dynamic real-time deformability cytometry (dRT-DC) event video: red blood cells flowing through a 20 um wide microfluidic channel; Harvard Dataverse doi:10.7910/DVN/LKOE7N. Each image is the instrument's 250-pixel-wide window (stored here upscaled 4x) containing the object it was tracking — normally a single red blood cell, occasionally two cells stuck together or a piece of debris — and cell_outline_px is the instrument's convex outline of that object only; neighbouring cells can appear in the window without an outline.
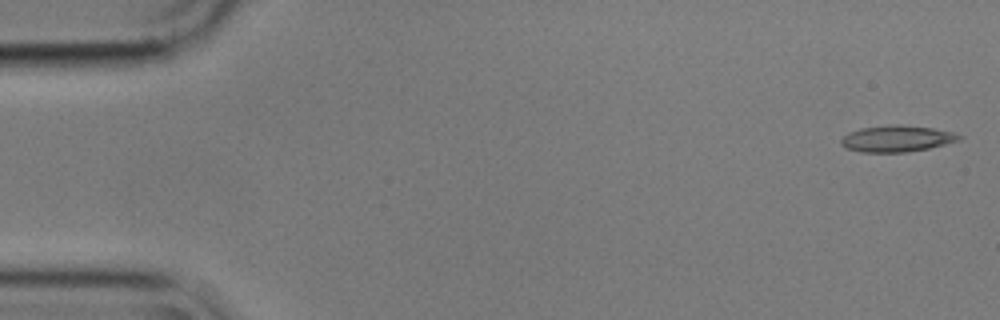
{"species": "common noctule bat (a hibernating species)", "species_latin": "Nyctalus noctula", "temperature_condition": "cold", "stored_images_in_passage": 19, "camera_frame_rate_fps": 3000, "um_per_image_px": 0.085, "animal": {"sex": "male", "body_mass_g": 17.9}, "frame": {"image": 1, "passage_image": 1, "time_ms": 0.0, "image_size_px": [1000, 320], "cell_outline_px": [[964, 136], [960, 140], [928, 148], [908, 152], [860, 152], [848, 148], [840, 144], [840, 140], [848, 132], [860, 128], [896, 124], [900, 124], [932, 128], [952, 132]], "centroid_in_image_um": [76.22, 11.78], "position_along_channel_um": 8.8, "area_um2": 18.09}}
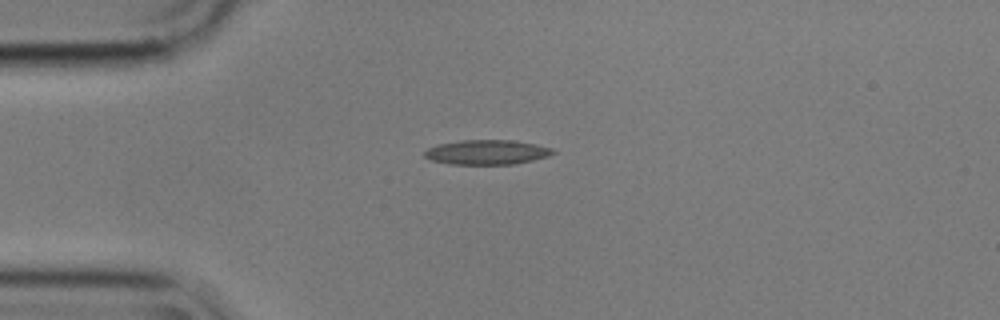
{"frame": {"image": 2, "passage_image": 13, "time_ms": 4.0, "image_size_px": [1000, 320], "cell_outline_px": [[556, 152], [548, 156], [516, 164], [452, 164], [432, 160], [424, 156], [424, 152], [428, 148], [440, 144], [460, 140], [516, 140], [536, 144], [552, 148]], "centroid_in_image_um": [41.42, 12.93], "position_along_channel_um": 43.6, "area_um2": 18.38}}
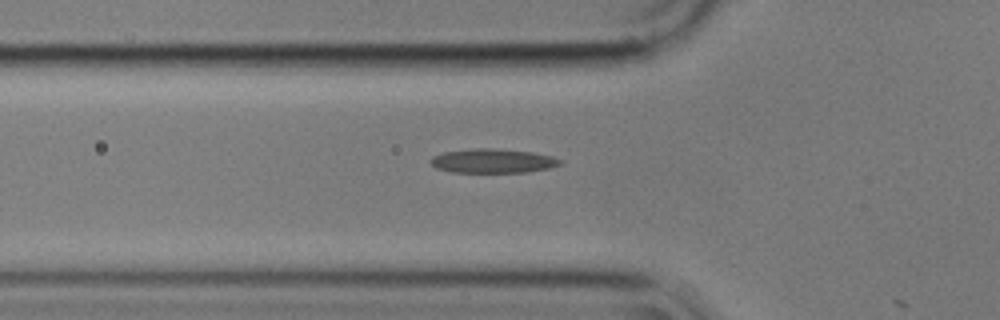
{"frame": {"image": 3, "passage_image": 18, "time_ms": 5.667, "image_size_px": [1000, 320], "cell_outline_px": [[564, 164], [548, 168], [528, 172], [452, 172], [436, 168], [428, 160], [432, 156], [444, 152], [472, 148], [492, 148], [532, 152], [552, 156], [564, 160]], "centroid_in_image_um": [41.91, 13.67], "position_along_channel_um": 83.9, "area_um2": 18.38}}